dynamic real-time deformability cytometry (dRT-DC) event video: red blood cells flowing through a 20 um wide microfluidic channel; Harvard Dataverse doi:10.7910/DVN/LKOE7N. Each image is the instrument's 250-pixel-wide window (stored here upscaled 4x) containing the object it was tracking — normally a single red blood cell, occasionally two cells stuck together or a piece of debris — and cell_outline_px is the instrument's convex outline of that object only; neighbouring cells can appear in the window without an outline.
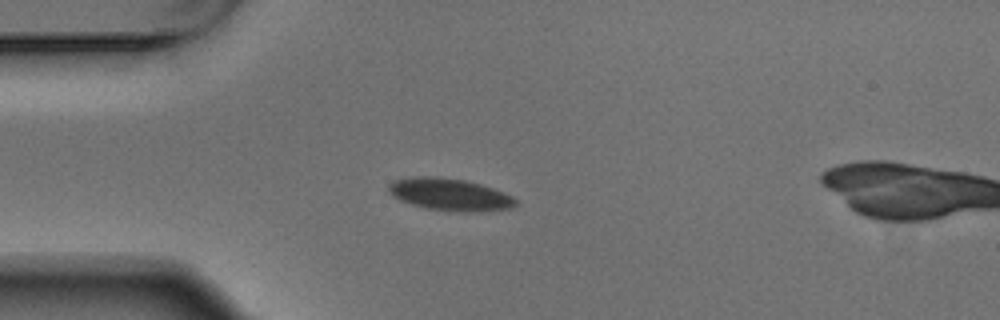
{"species": "Egyptian fruit bat (a non-hibernating species)", "species_latin": "Rousettus aegyptiacus", "temperature_condition": "warm", "stored_images_in_passage": 2, "camera_frame_rate_fps": 3000, "um_per_image_px": 0.085, "animal": {"sex": "male"}, "frame": {"image": 1, "passage_image": 1, "time_ms": 0.0, "image_size_px": [1000, 320], "cell_outline_px": [[520, 204], [512, 208], [476, 212], [456, 212], [424, 208], [400, 200], [392, 196], [388, 192], [388, 184], [396, 180], [416, 176], [432, 176], [464, 180], [480, 184], [504, 192], [512, 196]], "centroid_in_image_um": [38.25, 16.55], "position_along_channel_um": 46.8, "area_um2": 23.99}}